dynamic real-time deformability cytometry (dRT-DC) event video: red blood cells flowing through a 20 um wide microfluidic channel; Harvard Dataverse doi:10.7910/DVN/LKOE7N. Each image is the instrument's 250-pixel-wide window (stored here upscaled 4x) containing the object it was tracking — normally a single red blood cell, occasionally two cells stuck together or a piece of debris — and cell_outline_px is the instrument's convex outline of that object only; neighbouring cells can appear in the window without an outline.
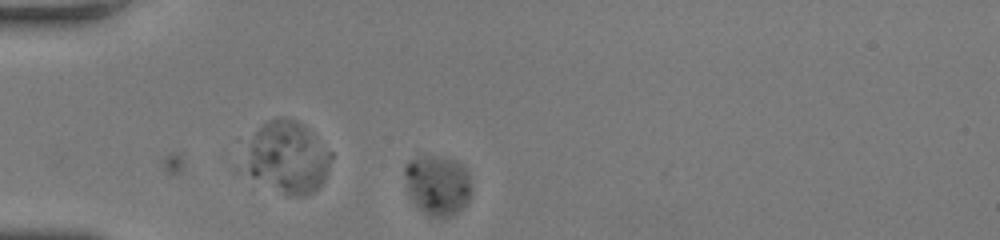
{"species": "human", "species_latin": "Homo sapiens", "temperature_condition": "room temperature", "stored_images_in_passage": 8, "camera_frame_rate_fps": 3000, "um_per_image_px": 0.085, "donor": {"sex": "female"}, "frame": {"image": 1, "passage_image": 1, "time_ms": 0.0, "image_size_px": [1000, 240], "cell_outline_px": [[468, 200], [456, 212], [448, 216], [428, 216], [412, 200], [408, 192], [404, 172], [404, 164], [412, 160], [424, 156], [436, 156], [456, 160], [468, 168]], "centroid_in_image_um": [37.16, 15.7], "position_along_channel_um": 47.8, "area_um2": 22.77}}
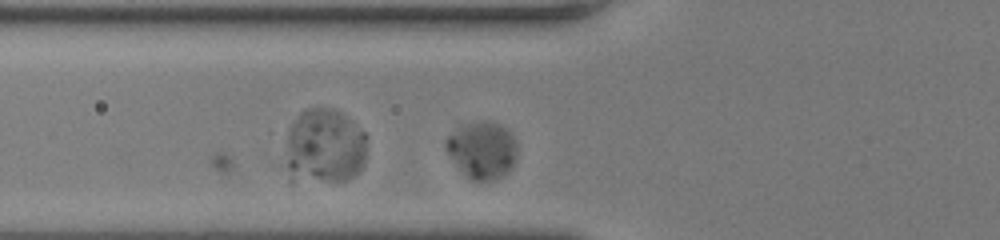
{"frame": {"image": 2, "passage_image": 8, "time_ms": 2.333, "image_size_px": [1000, 240], "cell_outline_px": [[516, 152], [512, 168], [504, 176], [496, 180], [472, 180], [460, 168], [444, 148], [444, 140], [448, 136], [460, 128], [468, 124], [484, 120], [496, 124], [504, 128], [512, 136], [516, 144]], "centroid_in_image_um": [40.99, 12.78], "position_along_channel_um": 84.8, "area_um2": 23.06}}